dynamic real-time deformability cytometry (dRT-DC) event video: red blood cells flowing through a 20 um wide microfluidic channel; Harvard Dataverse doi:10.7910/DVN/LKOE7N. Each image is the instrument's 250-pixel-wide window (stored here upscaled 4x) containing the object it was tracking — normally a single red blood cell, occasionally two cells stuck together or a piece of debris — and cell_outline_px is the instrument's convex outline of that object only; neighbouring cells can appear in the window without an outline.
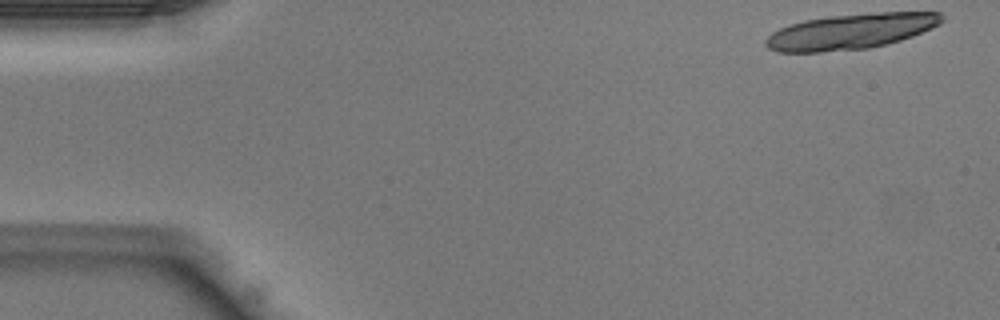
{"species": "Egyptian fruit bat (a non-hibernating species)", "species_latin": "Rousettus aegyptiacus", "temperature_condition": "warm", "stored_images_in_passage": 5, "camera_frame_rate_fps": 3000, "um_per_image_px": 0.085, "animal": {"sex": "male"}, "frame": {"image": 1, "passage_image": 1, "time_ms": 0.0, "image_size_px": [1000, 320], "cell_outline_px": [[944, 20], [940, 24], [932, 28], [912, 36], [900, 40], [868, 48], [820, 52], [776, 52], [768, 48], [764, 44], [764, 40], [772, 32], [788, 24], [804, 20], [828, 16], [868, 12], [940, 12], [944, 16]], "centroid_in_image_um": [72.29, 2.66], "position_along_channel_um": 12.7, "area_um2": 36.65}}